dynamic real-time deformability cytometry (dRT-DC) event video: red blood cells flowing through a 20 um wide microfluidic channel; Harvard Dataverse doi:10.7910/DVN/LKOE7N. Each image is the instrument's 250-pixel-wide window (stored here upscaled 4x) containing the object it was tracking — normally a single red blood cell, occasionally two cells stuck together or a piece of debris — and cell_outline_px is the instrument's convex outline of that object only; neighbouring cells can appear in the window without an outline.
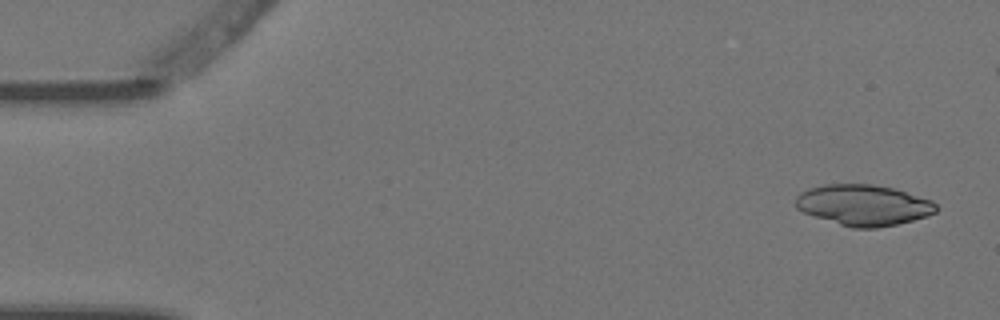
{"species": "Egyptian fruit bat (a non-hibernating species)", "species_latin": "Rousettus aegyptiacus", "temperature_condition": "warm", "stored_images_in_passage": 7, "camera_frame_rate_fps": 3000, "um_per_image_px": 0.085, "animal": {"sex": "female"}, "frame": {"image": 1, "passage_image": 1, "time_ms": 0.0, "image_size_px": [1000, 320], "cell_outline_px": [[940, 208], [936, 212], [928, 216], [896, 224], [876, 228], [852, 228], [804, 212], [796, 208], [796, 196], [800, 192], [808, 188], [824, 184], [872, 184], [892, 188], [932, 200]], "centroid_in_image_um": [73.41, 17.42], "position_along_channel_um": 11.6, "area_um2": 33.29}}